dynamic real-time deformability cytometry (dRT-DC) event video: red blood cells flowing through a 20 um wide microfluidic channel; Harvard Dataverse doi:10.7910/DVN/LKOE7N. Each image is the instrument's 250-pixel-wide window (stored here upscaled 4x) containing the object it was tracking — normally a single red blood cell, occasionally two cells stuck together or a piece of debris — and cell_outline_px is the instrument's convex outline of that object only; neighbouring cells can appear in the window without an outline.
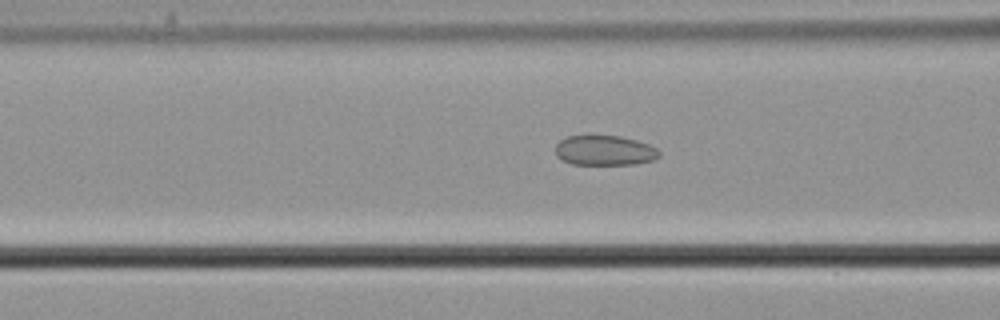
{"species": "common noctule bat (a hibernating species)", "species_latin": "Nyctalus noctula", "temperature_condition": "cold", "stored_images_in_passage": 57, "camera_frame_rate_fps": 3000, "um_per_image_px": 0.085, "animal": {"sex": "male", "body_mass_g": 21.5, "forearm_length_mm": 52.0}, "frame": {"image": 1, "passage_image": 23, "time_ms": 7.333, "image_size_px": [1000, 320], "cell_outline_px": [[660, 156], [652, 160], [636, 164], [572, 164], [556, 156], [556, 144], [560, 140], [568, 136], [588, 132], [620, 136], [636, 140], [648, 144], [656, 148], [660, 152]], "centroid_in_image_um": [51.36, 12.73], "position_along_channel_um": 115.2, "area_um2": 18.73}}
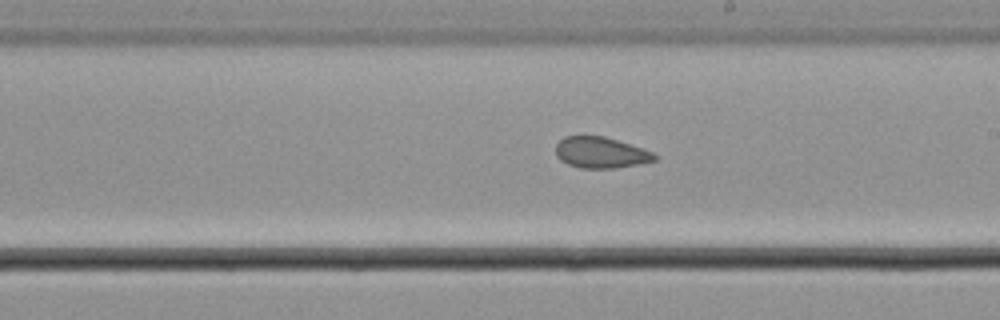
{"frame": {"image": 2, "passage_image": 33, "time_ms": 10.667, "image_size_px": [1000, 320], "cell_outline_px": [[656, 160], [636, 164], [612, 168], [580, 168], [568, 164], [560, 160], [556, 156], [556, 144], [564, 136], [604, 136], [652, 152], [656, 156]], "centroid_in_image_um": [51.0, 12.97], "position_along_channel_um": 238.0, "area_um2": 17.57}}
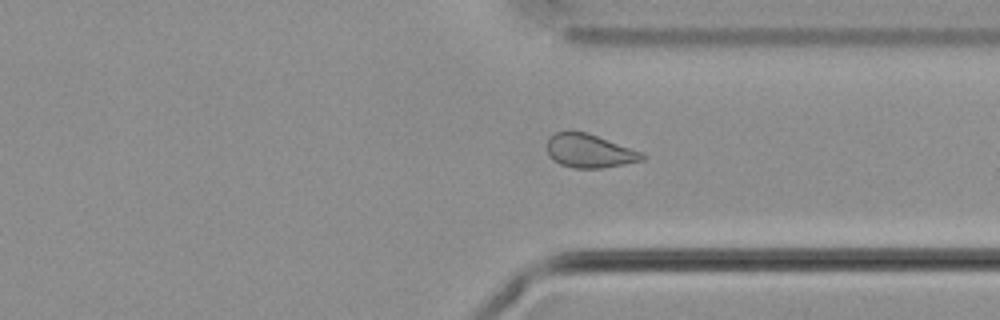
{"frame": {"image": 3, "passage_image": 43, "time_ms": 14.0, "image_size_px": [1000, 320], "cell_outline_px": [[648, 156], [644, 160], [624, 164], [600, 168], [572, 168], [560, 164], [552, 160], [548, 156], [548, 136], [556, 132], [588, 132], [640, 152]], "centroid_in_image_um": [50.08, 12.84], "position_along_channel_um": 361.3, "area_um2": 18.55}, "authors_computed_cell_mechanics": {"area_um2": 20.3456, "velocity_mm_per_s": 3.6809, "shape_relaxation_time_tau1_ms": null, "shape_relaxation_time_tau2_ms": 5.8478, "deformation_change_tau1": null, "deformation_change_tau2": 0.1144}}